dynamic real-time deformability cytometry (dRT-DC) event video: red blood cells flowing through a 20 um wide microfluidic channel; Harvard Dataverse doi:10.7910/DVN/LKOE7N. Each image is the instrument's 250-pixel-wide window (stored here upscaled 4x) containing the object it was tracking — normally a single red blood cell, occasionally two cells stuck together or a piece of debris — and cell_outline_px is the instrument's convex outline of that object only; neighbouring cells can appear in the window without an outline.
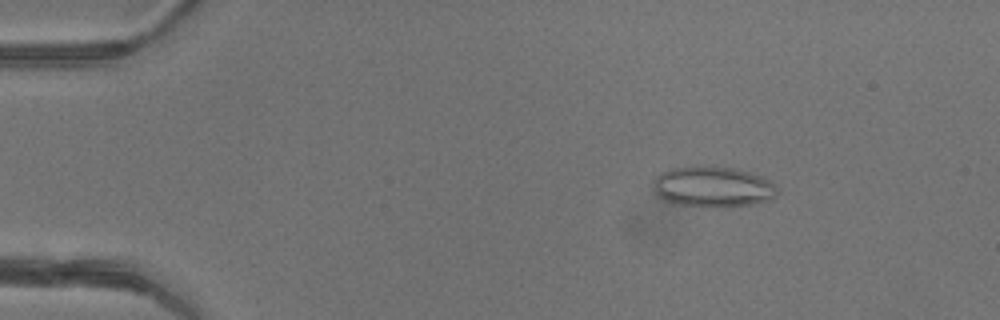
{"species": "common noctule bat (a hibernating species)", "species_latin": "Nyctalus noctula", "temperature_condition": "warm", "stored_images_in_passage": 26, "camera_frame_rate_fps": 3000, "um_per_image_px": 0.085, "animal": {"sex": "female"}, "frame": {"image": 1, "passage_image": 8, "time_ms": 2.333, "image_size_px": [1000, 320], "cell_outline_px": [[780, 192], [772, 200], [752, 204], [724, 208], [716, 208], [680, 204], [668, 200], [660, 196], [656, 192], [656, 176], [660, 172], [668, 168], [692, 164], [700, 164], [732, 168], [764, 176], [772, 180], [776, 184]], "centroid_in_image_um": [60.69, 15.85], "position_along_channel_um": 24.3, "area_um2": 30.11}}
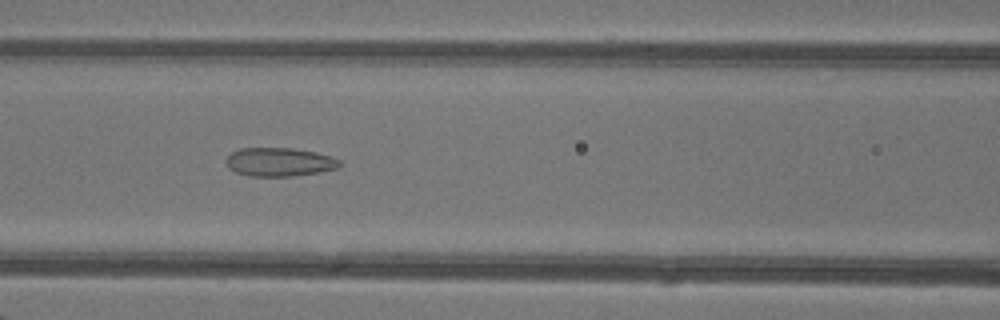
{"frame": {"image": 2, "passage_image": 22, "time_ms": 7.0, "image_size_px": [1000, 320], "cell_outline_px": [[340, 168], [292, 176], [248, 176], [236, 172], [228, 168], [224, 160], [232, 152], [240, 148], [292, 148], [316, 152], [332, 156], [340, 160]], "centroid_in_image_um": [23.73, 13.76], "position_along_channel_um": 142.9, "area_um2": 19.02}}
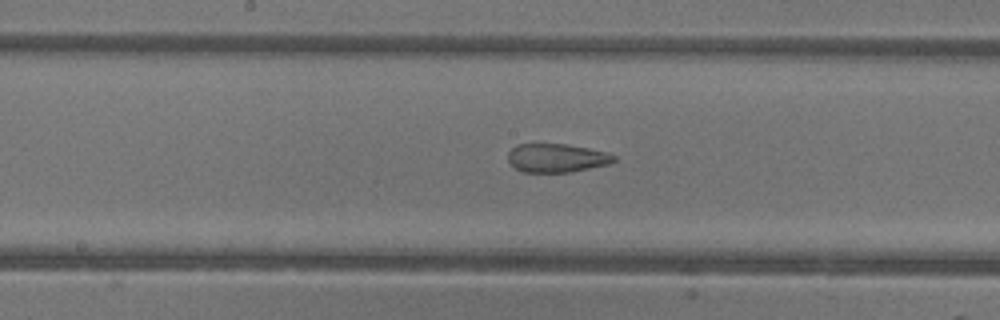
{"frame": {"image": 3, "passage_image": 26, "time_ms": 8.333, "image_size_px": [1000, 320], "cell_outline_px": [[616, 160], [612, 164], [572, 172], [524, 172], [516, 168], [508, 160], [508, 152], [516, 144], [568, 144], [588, 148], [604, 152], [616, 156]], "centroid_in_image_um": [47.34, 13.43], "position_along_channel_um": 200.9, "area_um2": 17.74}}